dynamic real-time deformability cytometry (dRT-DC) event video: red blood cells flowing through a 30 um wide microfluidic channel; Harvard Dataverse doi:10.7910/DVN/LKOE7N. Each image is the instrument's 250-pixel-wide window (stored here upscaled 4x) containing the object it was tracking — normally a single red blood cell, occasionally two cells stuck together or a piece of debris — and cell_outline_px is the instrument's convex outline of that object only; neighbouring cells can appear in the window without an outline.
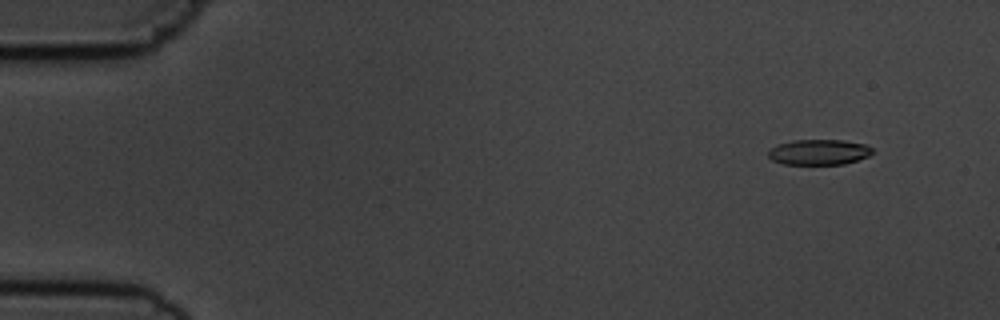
{"species": "common noctule bat (a hibernating species)", "species_latin": "Nyctalus noctula", "temperature_condition": "cold", "stored_images_in_passage": 44, "camera_frame_rate_fps": 3000, "um_per_image_px": 0.085, "animal": {"sex": "male", "body_mass_g": 19.5, "forearm_length_mm": 54.6}, "frame": {"image": 1, "passage_image": 1, "time_ms": 0.0, "image_size_px": [1000, 320], "cell_outline_px": [[872, 152], [868, 156], [844, 164], [784, 164], [772, 160], [768, 156], [768, 152], [772, 148], [780, 144], [792, 140], [844, 140], [864, 144], [872, 148]], "centroid_in_image_um": [69.6, 12.93], "position_along_channel_um": 15.4, "area_um2": 15.26}}
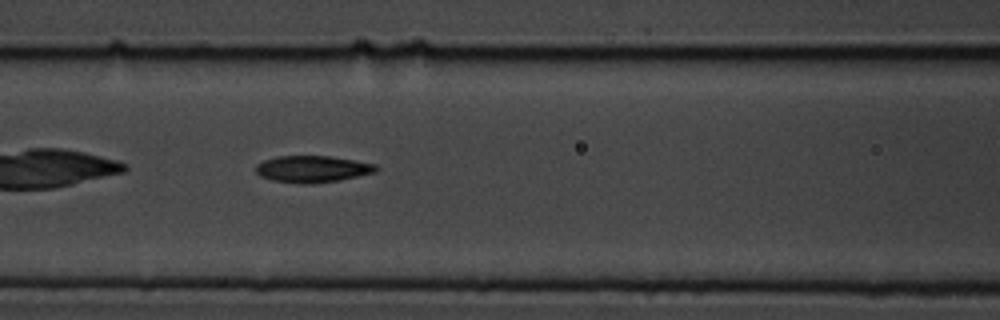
{"frame": {"image": 2, "passage_image": 19, "time_ms": 6.0, "image_size_px": [1000, 320], "cell_outline_px": [[380, 168], [376, 172], [340, 180], [308, 184], [304, 184], [272, 180], [260, 176], [256, 172], [256, 164], [264, 160], [276, 156], [328, 156], [356, 160], [376, 164]], "centroid_in_image_um": [26.58, 14.36], "position_along_channel_um": 140.0, "area_um2": 18.79}}
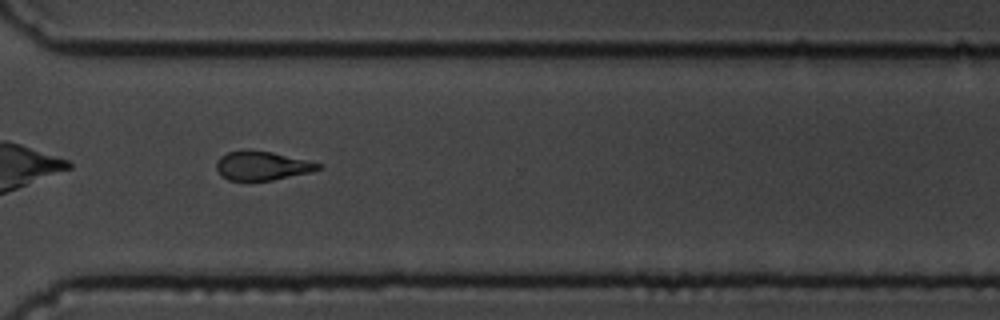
{"frame": {"image": 3, "passage_image": 36, "time_ms": 11.667, "image_size_px": [1000, 320], "cell_outline_px": [[320, 168], [312, 172], [272, 180], [228, 180], [220, 176], [216, 168], [216, 164], [220, 156], [228, 152], [244, 148], [272, 152], [308, 160], [320, 164]], "centroid_in_image_um": [22.23, 14.07], "position_along_channel_um": 348.4, "area_um2": 17.34}}